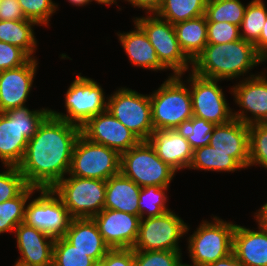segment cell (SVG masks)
Here are the masks:
<instances>
[{"instance_id":"45","label":"cell","mask_w":267,"mask_h":266,"mask_svg":"<svg viewBox=\"0 0 267 266\" xmlns=\"http://www.w3.org/2000/svg\"><path fill=\"white\" fill-rule=\"evenodd\" d=\"M258 54L266 61L267 60V18L261 30V35L258 41L254 44Z\"/></svg>"},{"instance_id":"46","label":"cell","mask_w":267,"mask_h":266,"mask_svg":"<svg viewBox=\"0 0 267 266\" xmlns=\"http://www.w3.org/2000/svg\"><path fill=\"white\" fill-rule=\"evenodd\" d=\"M206 266H245L232 252L228 256Z\"/></svg>"},{"instance_id":"51","label":"cell","mask_w":267,"mask_h":266,"mask_svg":"<svg viewBox=\"0 0 267 266\" xmlns=\"http://www.w3.org/2000/svg\"><path fill=\"white\" fill-rule=\"evenodd\" d=\"M192 263H193L192 265H191V264L183 263V262H182V259L180 258V259L177 261V263H176L175 266H200L199 264H197V263H195V262H192Z\"/></svg>"},{"instance_id":"11","label":"cell","mask_w":267,"mask_h":266,"mask_svg":"<svg viewBox=\"0 0 267 266\" xmlns=\"http://www.w3.org/2000/svg\"><path fill=\"white\" fill-rule=\"evenodd\" d=\"M107 98V110L141 141H147L154 131L149 95L121 87Z\"/></svg>"},{"instance_id":"19","label":"cell","mask_w":267,"mask_h":266,"mask_svg":"<svg viewBox=\"0 0 267 266\" xmlns=\"http://www.w3.org/2000/svg\"><path fill=\"white\" fill-rule=\"evenodd\" d=\"M18 251L17 266H52L55 238L41 230L20 223L15 229Z\"/></svg>"},{"instance_id":"36","label":"cell","mask_w":267,"mask_h":266,"mask_svg":"<svg viewBox=\"0 0 267 266\" xmlns=\"http://www.w3.org/2000/svg\"><path fill=\"white\" fill-rule=\"evenodd\" d=\"M267 169V123L249 125V164Z\"/></svg>"},{"instance_id":"38","label":"cell","mask_w":267,"mask_h":266,"mask_svg":"<svg viewBox=\"0 0 267 266\" xmlns=\"http://www.w3.org/2000/svg\"><path fill=\"white\" fill-rule=\"evenodd\" d=\"M5 168L0 173V203L15 198L28 186L18 167Z\"/></svg>"},{"instance_id":"29","label":"cell","mask_w":267,"mask_h":266,"mask_svg":"<svg viewBox=\"0 0 267 266\" xmlns=\"http://www.w3.org/2000/svg\"><path fill=\"white\" fill-rule=\"evenodd\" d=\"M207 0H163L155 14L172 25L205 14Z\"/></svg>"},{"instance_id":"50","label":"cell","mask_w":267,"mask_h":266,"mask_svg":"<svg viewBox=\"0 0 267 266\" xmlns=\"http://www.w3.org/2000/svg\"><path fill=\"white\" fill-rule=\"evenodd\" d=\"M94 1H96V3H98V4H104V5H112V4H117V0H94Z\"/></svg>"},{"instance_id":"26","label":"cell","mask_w":267,"mask_h":266,"mask_svg":"<svg viewBox=\"0 0 267 266\" xmlns=\"http://www.w3.org/2000/svg\"><path fill=\"white\" fill-rule=\"evenodd\" d=\"M173 26L180 48L193 62L208 44L205 15L176 23Z\"/></svg>"},{"instance_id":"15","label":"cell","mask_w":267,"mask_h":266,"mask_svg":"<svg viewBox=\"0 0 267 266\" xmlns=\"http://www.w3.org/2000/svg\"><path fill=\"white\" fill-rule=\"evenodd\" d=\"M262 74H249L231 88L230 92L239 111L232 112L233 118L247 125L267 123V77ZM251 113L248 117L247 113Z\"/></svg>"},{"instance_id":"49","label":"cell","mask_w":267,"mask_h":266,"mask_svg":"<svg viewBox=\"0 0 267 266\" xmlns=\"http://www.w3.org/2000/svg\"><path fill=\"white\" fill-rule=\"evenodd\" d=\"M92 266H107V253L102 259L96 260Z\"/></svg>"},{"instance_id":"1","label":"cell","mask_w":267,"mask_h":266,"mask_svg":"<svg viewBox=\"0 0 267 266\" xmlns=\"http://www.w3.org/2000/svg\"><path fill=\"white\" fill-rule=\"evenodd\" d=\"M81 127L49 114L28 140L20 165L28 186L53 188L69 173L75 142Z\"/></svg>"},{"instance_id":"5","label":"cell","mask_w":267,"mask_h":266,"mask_svg":"<svg viewBox=\"0 0 267 266\" xmlns=\"http://www.w3.org/2000/svg\"><path fill=\"white\" fill-rule=\"evenodd\" d=\"M212 220H203L187 239L189 257L200 266L212 264L232 253L236 224L217 216Z\"/></svg>"},{"instance_id":"34","label":"cell","mask_w":267,"mask_h":266,"mask_svg":"<svg viewBox=\"0 0 267 266\" xmlns=\"http://www.w3.org/2000/svg\"><path fill=\"white\" fill-rule=\"evenodd\" d=\"M215 126L214 123L193 116L191 119L183 121L175 130L187 139L194 150L210 144Z\"/></svg>"},{"instance_id":"18","label":"cell","mask_w":267,"mask_h":266,"mask_svg":"<svg viewBox=\"0 0 267 266\" xmlns=\"http://www.w3.org/2000/svg\"><path fill=\"white\" fill-rule=\"evenodd\" d=\"M37 65V58H30L20 67L0 71V112L25 106Z\"/></svg>"},{"instance_id":"7","label":"cell","mask_w":267,"mask_h":266,"mask_svg":"<svg viewBox=\"0 0 267 266\" xmlns=\"http://www.w3.org/2000/svg\"><path fill=\"white\" fill-rule=\"evenodd\" d=\"M120 172L138 186H170L176 171L164 163L148 141L121 154Z\"/></svg>"},{"instance_id":"33","label":"cell","mask_w":267,"mask_h":266,"mask_svg":"<svg viewBox=\"0 0 267 266\" xmlns=\"http://www.w3.org/2000/svg\"><path fill=\"white\" fill-rule=\"evenodd\" d=\"M169 186H145L141 187L139 194V217L149 218L162 215L170 211L166 206L167 193ZM147 215V216H146Z\"/></svg>"},{"instance_id":"23","label":"cell","mask_w":267,"mask_h":266,"mask_svg":"<svg viewBox=\"0 0 267 266\" xmlns=\"http://www.w3.org/2000/svg\"><path fill=\"white\" fill-rule=\"evenodd\" d=\"M63 237L94 261L102 259L110 250L93 218H72Z\"/></svg>"},{"instance_id":"41","label":"cell","mask_w":267,"mask_h":266,"mask_svg":"<svg viewBox=\"0 0 267 266\" xmlns=\"http://www.w3.org/2000/svg\"><path fill=\"white\" fill-rule=\"evenodd\" d=\"M29 59L19 47L0 41V71L20 67Z\"/></svg>"},{"instance_id":"20","label":"cell","mask_w":267,"mask_h":266,"mask_svg":"<svg viewBox=\"0 0 267 266\" xmlns=\"http://www.w3.org/2000/svg\"><path fill=\"white\" fill-rule=\"evenodd\" d=\"M217 152L229 153L243 169L249 164V125L233 118L216 125L210 140Z\"/></svg>"},{"instance_id":"28","label":"cell","mask_w":267,"mask_h":266,"mask_svg":"<svg viewBox=\"0 0 267 266\" xmlns=\"http://www.w3.org/2000/svg\"><path fill=\"white\" fill-rule=\"evenodd\" d=\"M234 172L243 169L229 153L217 152L210 145L193 150V157L188 170Z\"/></svg>"},{"instance_id":"17","label":"cell","mask_w":267,"mask_h":266,"mask_svg":"<svg viewBox=\"0 0 267 266\" xmlns=\"http://www.w3.org/2000/svg\"><path fill=\"white\" fill-rule=\"evenodd\" d=\"M140 217L111 209H103L93 217L99 232L110 249L133 248Z\"/></svg>"},{"instance_id":"47","label":"cell","mask_w":267,"mask_h":266,"mask_svg":"<svg viewBox=\"0 0 267 266\" xmlns=\"http://www.w3.org/2000/svg\"><path fill=\"white\" fill-rule=\"evenodd\" d=\"M258 222L267 231V202L254 215Z\"/></svg>"},{"instance_id":"39","label":"cell","mask_w":267,"mask_h":266,"mask_svg":"<svg viewBox=\"0 0 267 266\" xmlns=\"http://www.w3.org/2000/svg\"><path fill=\"white\" fill-rule=\"evenodd\" d=\"M180 258H182L181 251L134 250L135 266H175Z\"/></svg>"},{"instance_id":"9","label":"cell","mask_w":267,"mask_h":266,"mask_svg":"<svg viewBox=\"0 0 267 266\" xmlns=\"http://www.w3.org/2000/svg\"><path fill=\"white\" fill-rule=\"evenodd\" d=\"M120 162L121 155L117 151L94 143L80 134L73 148L69 174L107 181L120 173Z\"/></svg>"},{"instance_id":"40","label":"cell","mask_w":267,"mask_h":266,"mask_svg":"<svg viewBox=\"0 0 267 266\" xmlns=\"http://www.w3.org/2000/svg\"><path fill=\"white\" fill-rule=\"evenodd\" d=\"M239 39V26L229 22H207L208 44L230 43Z\"/></svg>"},{"instance_id":"8","label":"cell","mask_w":267,"mask_h":266,"mask_svg":"<svg viewBox=\"0 0 267 266\" xmlns=\"http://www.w3.org/2000/svg\"><path fill=\"white\" fill-rule=\"evenodd\" d=\"M99 83L77 75L65 95L67 114L50 110V114L68 123L82 127L89 119L107 110V97ZM106 99V101H105Z\"/></svg>"},{"instance_id":"48","label":"cell","mask_w":267,"mask_h":266,"mask_svg":"<svg viewBox=\"0 0 267 266\" xmlns=\"http://www.w3.org/2000/svg\"><path fill=\"white\" fill-rule=\"evenodd\" d=\"M92 1L94 0H68L69 3H71L72 5H76V6H84V5L89 4Z\"/></svg>"},{"instance_id":"42","label":"cell","mask_w":267,"mask_h":266,"mask_svg":"<svg viewBox=\"0 0 267 266\" xmlns=\"http://www.w3.org/2000/svg\"><path fill=\"white\" fill-rule=\"evenodd\" d=\"M107 266H135L132 248L110 249L107 252Z\"/></svg>"},{"instance_id":"31","label":"cell","mask_w":267,"mask_h":266,"mask_svg":"<svg viewBox=\"0 0 267 266\" xmlns=\"http://www.w3.org/2000/svg\"><path fill=\"white\" fill-rule=\"evenodd\" d=\"M246 6L240 0H207V22H229L241 26Z\"/></svg>"},{"instance_id":"2","label":"cell","mask_w":267,"mask_h":266,"mask_svg":"<svg viewBox=\"0 0 267 266\" xmlns=\"http://www.w3.org/2000/svg\"><path fill=\"white\" fill-rule=\"evenodd\" d=\"M262 62L266 61L258 54L255 45L239 39L230 43L207 44L192 62L191 71L210 79H240Z\"/></svg>"},{"instance_id":"43","label":"cell","mask_w":267,"mask_h":266,"mask_svg":"<svg viewBox=\"0 0 267 266\" xmlns=\"http://www.w3.org/2000/svg\"><path fill=\"white\" fill-rule=\"evenodd\" d=\"M24 12L18 0H2L0 4V20H25Z\"/></svg>"},{"instance_id":"16","label":"cell","mask_w":267,"mask_h":266,"mask_svg":"<svg viewBox=\"0 0 267 266\" xmlns=\"http://www.w3.org/2000/svg\"><path fill=\"white\" fill-rule=\"evenodd\" d=\"M81 134L94 143L117 151L120 155L141 141L108 110L89 119L81 127Z\"/></svg>"},{"instance_id":"22","label":"cell","mask_w":267,"mask_h":266,"mask_svg":"<svg viewBox=\"0 0 267 266\" xmlns=\"http://www.w3.org/2000/svg\"><path fill=\"white\" fill-rule=\"evenodd\" d=\"M232 252L245 266H267V231L259 223L257 231L236 224Z\"/></svg>"},{"instance_id":"25","label":"cell","mask_w":267,"mask_h":266,"mask_svg":"<svg viewBox=\"0 0 267 266\" xmlns=\"http://www.w3.org/2000/svg\"><path fill=\"white\" fill-rule=\"evenodd\" d=\"M141 187L121 172L106 181L104 209H111L139 216Z\"/></svg>"},{"instance_id":"4","label":"cell","mask_w":267,"mask_h":266,"mask_svg":"<svg viewBox=\"0 0 267 266\" xmlns=\"http://www.w3.org/2000/svg\"><path fill=\"white\" fill-rule=\"evenodd\" d=\"M181 78L171 74L149 95L154 130H173L194 116L189 86Z\"/></svg>"},{"instance_id":"3","label":"cell","mask_w":267,"mask_h":266,"mask_svg":"<svg viewBox=\"0 0 267 266\" xmlns=\"http://www.w3.org/2000/svg\"><path fill=\"white\" fill-rule=\"evenodd\" d=\"M50 110H30L22 106L0 112V160L4 166L20 165L28 140L37 132Z\"/></svg>"},{"instance_id":"37","label":"cell","mask_w":267,"mask_h":266,"mask_svg":"<svg viewBox=\"0 0 267 266\" xmlns=\"http://www.w3.org/2000/svg\"><path fill=\"white\" fill-rule=\"evenodd\" d=\"M26 19L39 26H49V19L56 12L58 5L52 0H18Z\"/></svg>"},{"instance_id":"44","label":"cell","mask_w":267,"mask_h":266,"mask_svg":"<svg viewBox=\"0 0 267 266\" xmlns=\"http://www.w3.org/2000/svg\"><path fill=\"white\" fill-rule=\"evenodd\" d=\"M132 4L135 8L138 7L140 9L146 10L147 13H155L158 8L162 5L163 0H124Z\"/></svg>"},{"instance_id":"21","label":"cell","mask_w":267,"mask_h":266,"mask_svg":"<svg viewBox=\"0 0 267 266\" xmlns=\"http://www.w3.org/2000/svg\"><path fill=\"white\" fill-rule=\"evenodd\" d=\"M158 157L176 172L187 169L192 161L193 149L186 138L173 130H154L147 140Z\"/></svg>"},{"instance_id":"6","label":"cell","mask_w":267,"mask_h":266,"mask_svg":"<svg viewBox=\"0 0 267 266\" xmlns=\"http://www.w3.org/2000/svg\"><path fill=\"white\" fill-rule=\"evenodd\" d=\"M61 179L52 189L72 218H93L104 209L106 181L71 176Z\"/></svg>"},{"instance_id":"32","label":"cell","mask_w":267,"mask_h":266,"mask_svg":"<svg viewBox=\"0 0 267 266\" xmlns=\"http://www.w3.org/2000/svg\"><path fill=\"white\" fill-rule=\"evenodd\" d=\"M267 18V9L263 0H251L246 6L240 26V37L255 44Z\"/></svg>"},{"instance_id":"12","label":"cell","mask_w":267,"mask_h":266,"mask_svg":"<svg viewBox=\"0 0 267 266\" xmlns=\"http://www.w3.org/2000/svg\"><path fill=\"white\" fill-rule=\"evenodd\" d=\"M190 227L173 211L162 215L141 218L133 250L181 251L179 240L188 234Z\"/></svg>"},{"instance_id":"10","label":"cell","mask_w":267,"mask_h":266,"mask_svg":"<svg viewBox=\"0 0 267 266\" xmlns=\"http://www.w3.org/2000/svg\"><path fill=\"white\" fill-rule=\"evenodd\" d=\"M134 19L146 33L160 63L167 70H172V75L185 74V71H189V65L192 68V61L180 48L174 26L169 21L161 19L155 13Z\"/></svg>"},{"instance_id":"30","label":"cell","mask_w":267,"mask_h":266,"mask_svg":"<svg viewBox=\"0 0 267 266\" xmlns=\"http://www.w3.org/2000/svg\"><path fill=\"white\" fill-rule=\"evenodd\" d=\"M36 191V187L27 186L15 198L0 203V234L14 233V229L25 221L26 203Z\"/></svg>"},{"instance_id":"13","label":"cell","mask_w":267,"mask_h":266,"mask_svg":"<svg viewBox=\"0 0 267 266\" xmlns=\"http://www.w3.org/2000/svg\"><path fill=\"white\" fill-rule=\"evenodd\" d=\"M38 191L40 196L26 203L24 222L54 238L63 237L72 220L69 211L53 189Z\"/></svg>"},{"instance_id":"14","label":"cell","mask_w":267,"mask_h":266,"mask_svg":"<svg viewBox=\"0 0 267 266\" xmlns=\"http://www.w3.org/2000/svg\"><path fill=\"white\" fill-rule=\"evenodd\" d=\"M189 76L186 84H189L194 116L215 125L233 119V111L228 106L222 88L218 85L222 80L201 77L192 71Z\"/></svg>"},{"instance_id":"24","label":"cell","mask_w":267,"mask_h":266,"mask_svg":"<svg viewBox=\"0 0 267 266\" xmlns=\"http://www.w3.org/2000/svg\"><path fill=\"white\" fill-rule=\"evenodd\" d=\"M134 30L117 33L118 39L132 65L153 71L166 70L144 30L134 22Z\"/></svg>"},{"instance_id":"27","label":"cell","mask_w":267,"mask_h":266,"mask_svg":"<svg viewBox=\"0 0 267 266\" xmlns=\"http://www.w3.org/2000/svg\"><path fill=\"white\" fill-rule=\"evenodd\" d=\"M35 25L39 26L29 19L18 21L0 20V41L17 46L30 58H35L33 53L37 49V40L32 27Z\"/></svg>"},{"instance_id":"35","label":"cell","mask_w":267,"mask_h":266,"mask_svg":"<svg viewBox=\"0 0 267 266\" xmlns=\"http://www.w3.org/2000/svg\"><path fill=\"white\" fill-rule=\"evenodd\" d=\"M95 261L76 249L64 237L55 238L52 266H92Z\"/></svg>"}]
</instances>
